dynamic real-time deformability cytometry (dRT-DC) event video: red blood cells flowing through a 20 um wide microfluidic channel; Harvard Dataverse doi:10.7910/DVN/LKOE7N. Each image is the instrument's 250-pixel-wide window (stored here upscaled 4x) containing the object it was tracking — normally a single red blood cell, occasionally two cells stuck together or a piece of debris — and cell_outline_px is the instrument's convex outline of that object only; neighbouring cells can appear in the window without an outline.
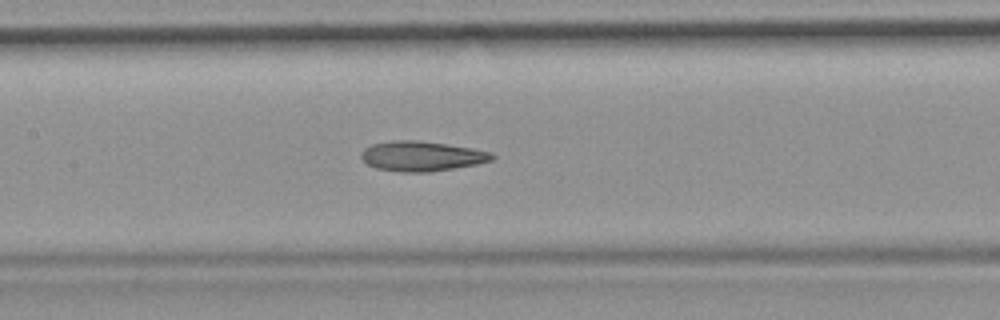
{"species": "common noctule bat (a hibernating species)", "species_latin": "Nyctalus noctula", "temperature_condition": "room temperature", "stored_images_in_passage": 46, "camera_frame_rate_fps": 3000, "um_per_image_px": 0.085, "animal": {"sex": "female", "body_mass_g": 19.9}, "frame": {"image": 1, "passage_image": 20, "time_ms": 6.333, "image_size_px": [1000, 320], "cell_outline_px": [[496, 156], [492, 160], [476, 164], [428, 172], [400, 172], [376, 168], [368, 164], [360, 156], [360, 152], [364, 148], [372, 144], [392, 140], [416, 140], [472, 148], [492, 152]], "centroid_in_image_um": [35.82, 13.27], "position_along_channel_um": 171.6, "area_um2": 22.72}}